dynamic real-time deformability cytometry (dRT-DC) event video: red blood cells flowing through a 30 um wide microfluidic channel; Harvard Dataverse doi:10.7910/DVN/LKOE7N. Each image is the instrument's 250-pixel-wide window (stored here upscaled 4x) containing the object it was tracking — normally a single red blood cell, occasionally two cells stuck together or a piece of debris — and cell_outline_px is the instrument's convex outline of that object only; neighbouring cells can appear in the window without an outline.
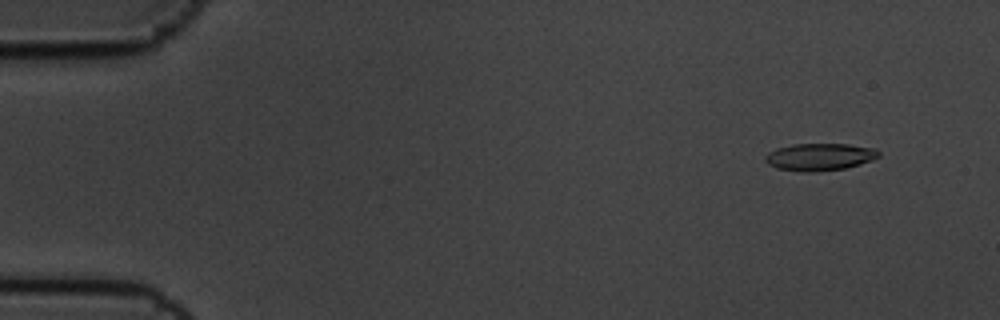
{"species": "common noctule bat (a hibernating species)", "species_latin": "Nyctalus noctula", "temperature_condition": "cold", "stored_images_in_passage": 52, "camera_frame_rate_fps": 3000, "um_per_image_px": 0.085, "animal": {"sex": "male", "body_mass_g": 19.5, "forearm_length_mm": 54.6}, "frame": {"image": 1, "passage_image": 1, "time_ms": 0.0, "image_size_px": [1000, 320], "cell_outline_px": [[880, 156], [872, 160], [860, 164], [844, 168], [812, 172], [804, 172], [776, 168], [768, 164], [764, 160], [764, 156], [768, 152], [776, 148], [792, 144], [848, 144], [876, 148], [880, 152]], "centroid_in_image_um": [69.66, 13.33], "position_along_channel_um": 15.3, "area_um2": 18.15}}
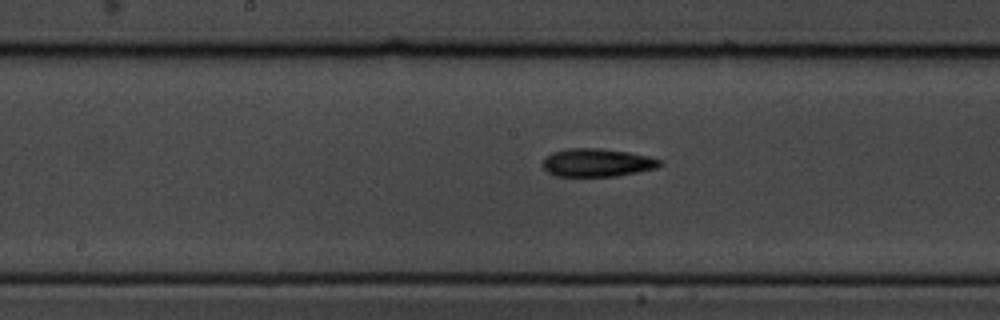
{"frame": {"image": 2, "passage_image": 25, "time_ms": 8.0, "image_size_px": [1000, 320], "cell_outline_px": [[660, 164], [656, 168], [616, 176], [556, 176], [548, 172], [540, 164], [544, 156], [552, 152], [564, 148], [600, 148], [628, 152], [648, 156], [660, 160]], "centroid_in_image_um": [50.66, 13.81], "position_along_channel_um": 197.5, "area_um2": 19.25}}
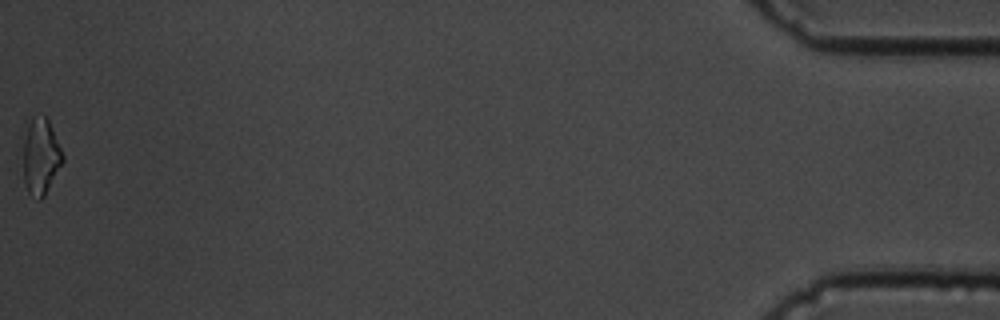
{"frame": {"image": 3, "passage_image": 52, "time_ms": 17.0, "image_size_px": [1000, 320], "cell_outline_px": [[64, 160], [44, 196], [40, 200], [36, 200], [28, 192], [24, 184], [24, 140], [32, 116], [44, 116], [48, 120], [64, 156]], "centroid_in_image_um": [3.47, 13.35], "position_along_channel_um": 431.7, "area_um2": 17.17}, "authors_computed_cell_mechanics": {"area_um2": 18.1203, "velocity_mm_per_s": 3.6583, "shape_relaxation_time_tau1_ms": 8.517, "shape_relaxation_time_tau2_ms": 6.2543, "deformation_change_tau1": 0.2093, "deformation_change_tau2": 0.1814}}